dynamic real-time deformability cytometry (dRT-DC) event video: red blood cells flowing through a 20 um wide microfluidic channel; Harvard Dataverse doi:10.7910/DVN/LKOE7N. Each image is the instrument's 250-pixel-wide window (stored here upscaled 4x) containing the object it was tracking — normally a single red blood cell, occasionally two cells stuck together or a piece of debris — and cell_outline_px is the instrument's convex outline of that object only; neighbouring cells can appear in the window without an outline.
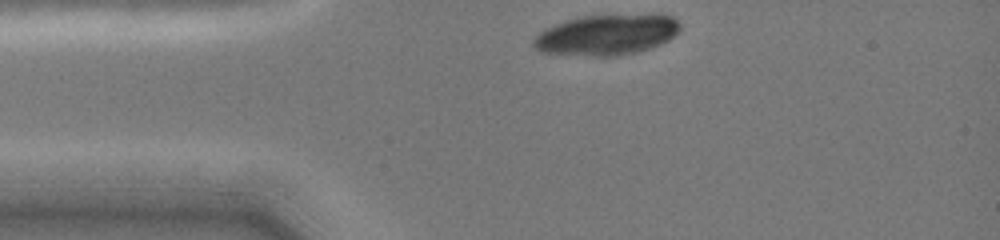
{"species": "common noctule bat (a hibernating species)", "species_latin": "Nyctalus noctula", "temperature_condition": "cold", "stored_images_in_passage": 19, "camera_frame_rate_fps": 3000, "um_per_image_px": 0.085, "animal": {"sex": "female", "body_mass_g": 19.0, "forearm_length_mm": 51.5}, "frame": {"image": 1, "passage_image": 1, "time_ms": 0.0, "image_size_px": [1000, 240], "cell_outline_px": [[680, 28], [668, 40], [660, 44], [636, 52], [616, 56], [596, 56], [544, 52], [536, 48], [532, 44], [532, 40], [544, 28], [564, 20], [580, 16], [648, 12], [664, 12], [672, 16], [680, 24]], "centroid_in_image_um": [51.61, 2.89], "position_along_channel_um": 33.4, "area_um2": 35.37}}